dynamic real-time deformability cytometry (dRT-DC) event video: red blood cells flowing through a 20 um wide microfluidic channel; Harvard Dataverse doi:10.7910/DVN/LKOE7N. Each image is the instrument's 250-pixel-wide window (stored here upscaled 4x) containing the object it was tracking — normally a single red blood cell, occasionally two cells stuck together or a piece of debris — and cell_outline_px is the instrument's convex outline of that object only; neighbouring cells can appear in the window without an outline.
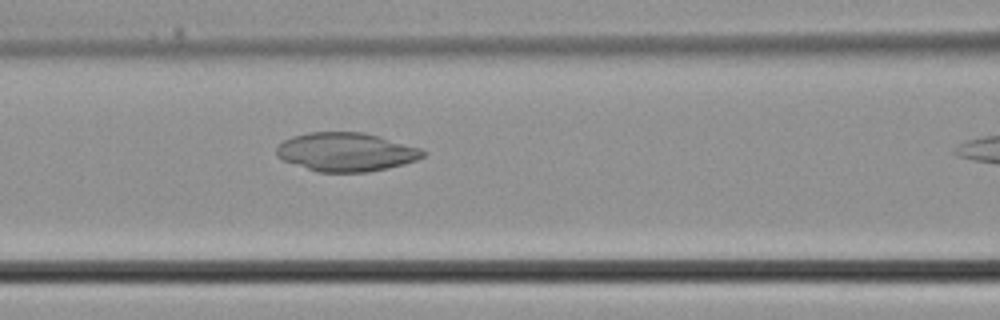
{"species": "common noctule bat (a hibernating species)", "species_latin": "Nyctalus noctula", "temperature_condition": "cold", "stored_images_in_passage": 8, "camera_frame_rate_fps": 3000, "um_per_image_px": 0.085, "animal": {"sex": "male", "body_mass_g": 21.5, "forearm_length_mm": 52.0}, "frame": {"image": 1, "passage_image": 7, "time_ms": 2.0, "image_size_px": [1000, 320], "cell_outline_px": [[428, 152], [424, 156], [416, 160], [404, 164], [388, 168], [368, 172], [316, 172], [284, 160], [276, 156], [276, 148], [284, 140], [292, 136], [308, 132], [364, 132], [380, 136], [420, 148]], "centroid_in_image_um": [29.43, 12.92], "position_along_channel_um": 137.2, "area_um2": 33.12}}